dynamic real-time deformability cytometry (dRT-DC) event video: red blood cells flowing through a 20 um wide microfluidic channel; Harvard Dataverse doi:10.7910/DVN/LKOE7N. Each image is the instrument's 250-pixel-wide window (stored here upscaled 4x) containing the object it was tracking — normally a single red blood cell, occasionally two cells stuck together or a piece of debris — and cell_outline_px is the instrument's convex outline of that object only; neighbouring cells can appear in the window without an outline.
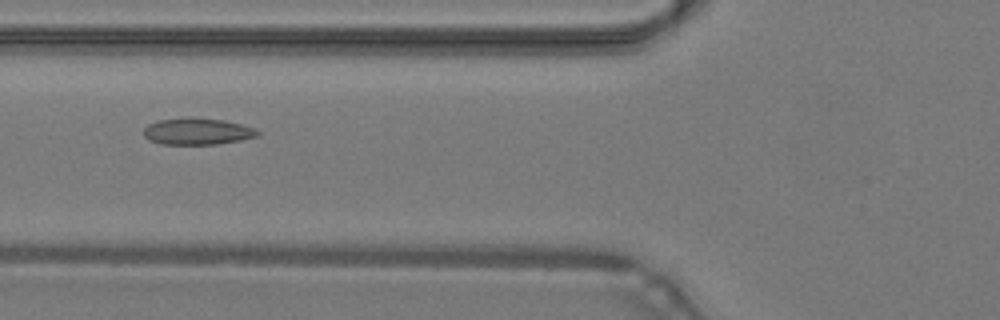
{"species": "common noctule bat (a hibernating species)", "species_latin": "Nyctalus noctula", "temperature_condition": "warm", "stored_images_in_passage": 49, "camera_frame_rate_fps": 3000, "um_per_image_px": 0.085, "animal": {"sex": "male", "body_mass_g": 19.2, "forearm_length_mm": 51.8}, "frame": {"image": 1, "passage_image": 19, "time_ms": 6.0, "image_size_px": [1000, 320], "cell_outline_px": [[260, 136], [240, 140], [216, 144], [160, 144], [148, 140], [144, 136], [144, 128], [148, 124], [156, 120], [224, 120], [256, 128], [260, 132]], "centroid_in_image_um": [16.8, 11.21], "position_along_channel_um": 109.0, "area_um2": 17.05}}
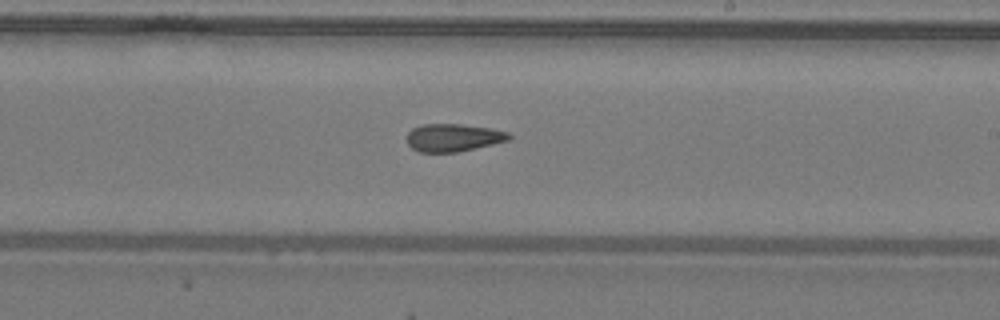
{"frame": {"image": 2, "passage_image": 29, "time_ms": 9.333, "image_size_px": [1000, 320], "cell_outline_px": [[512, 136], [508, 140], [492, 144], [456, 152], [420, 152], [412, 148], [408, 144], [408, 132], [412, 128], [420, 124], [460, 124], [492, 128], [508, 132]], "centroid_in_image_um": [38.52, 11.68], "position_along_channel_um": 250.5, "area_um2": 16.42}}
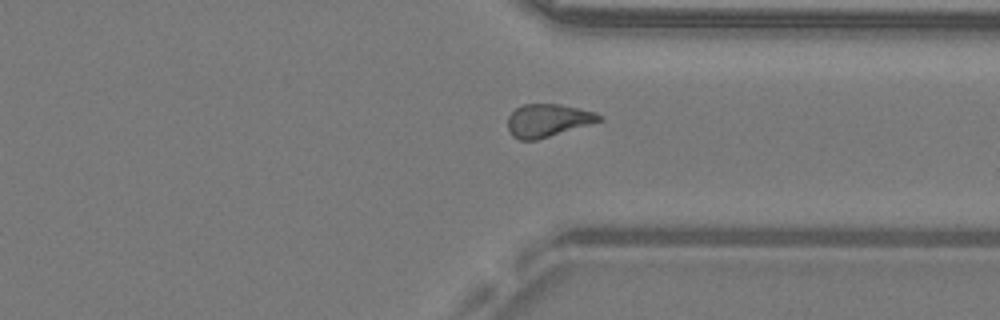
{"frame": {"image": 3, "passage_image": 37, "time_ms": 12.0, "image_size_px": [1000, 320], "cell_outline_px": [[604, 120], [536, 140], [520, 140], [512, 136], [508, 132], [508, 116], [516, 108], [524, 104], [560, 104], [596, 112], [604, 116]], "centroid_in_image_um": [46.58, 10.23], "position_along_channel_um": 364.8, "area_um2": 17.57}, "authors_computed_cell_mechanics": {"area_um2": 17.9758, "velocity_mm_per_s": 4.2738, "shape_relaxation_time_tau1_ms": null, "shape_relaxation_time_tau2_ms": 3.718, "deformation_change_tau1": null, "deformation_change_tau2": 0.1046}}